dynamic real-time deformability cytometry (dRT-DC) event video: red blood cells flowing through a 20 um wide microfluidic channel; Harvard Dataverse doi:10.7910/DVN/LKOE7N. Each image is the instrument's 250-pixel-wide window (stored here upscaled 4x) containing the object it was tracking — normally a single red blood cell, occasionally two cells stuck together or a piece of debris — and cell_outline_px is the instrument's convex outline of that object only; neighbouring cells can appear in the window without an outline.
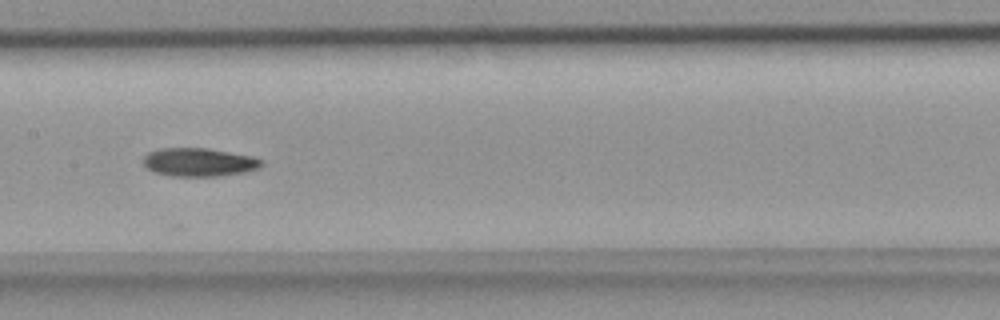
{"species": "common noctule bat (a hibernating species)", "species_latin": "Nyctalus noctula", "temperature_condition": "room temperature", "stored_images_in_passage": 26, "camera_frame_rate_fps": 3000, "um_per_image_px": 0.085, "animal": {"sex": "female", "body_mass_g": 18.4}, "frame": {"image": 1, "passage_image": 11, "time_ms": 3.333, "image_size_px": [1000, 320], "cell_outline_px": [[264, 164], [260, 168], [244, 172], [216, 176], [172, 176], [156, 172], [148, 168], [140, 160], [148, 152], [160, 148], [208, 148], [252, 156], [264, 160]], "centroid_in_image_um": [16.93, 13.78], "position_along_channel_um": 190.5, "area_um2": 19.65}}
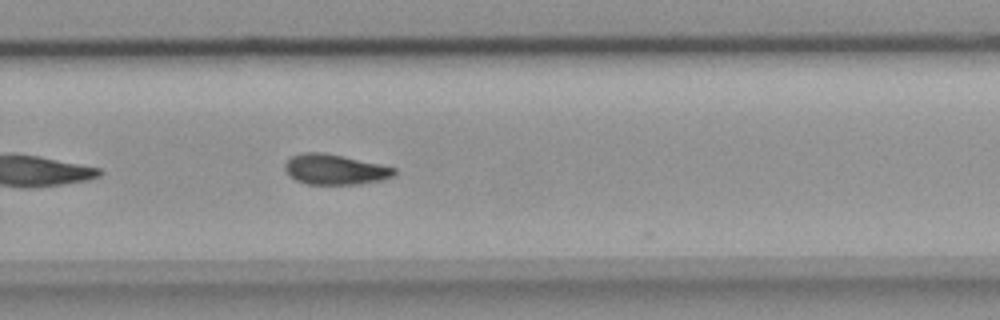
{"frame": {"image": 2, "passage_image": 19, "time_ms": 6.0, "image_size_px": [1000, 320], "cell_outline_px": [[396, 176], [380, 180], [356, 184], [308, 184], [296, 180], [288, 176], [284, 168], [284, 164], [292, 156], [304, 152], [324, 152], [344, 156], [380, 164], [396, 168]], "centroid_in_image_um": [28.46, 14.4], "position_along_channel_um": 301.3, "area_um2": 19.36}}
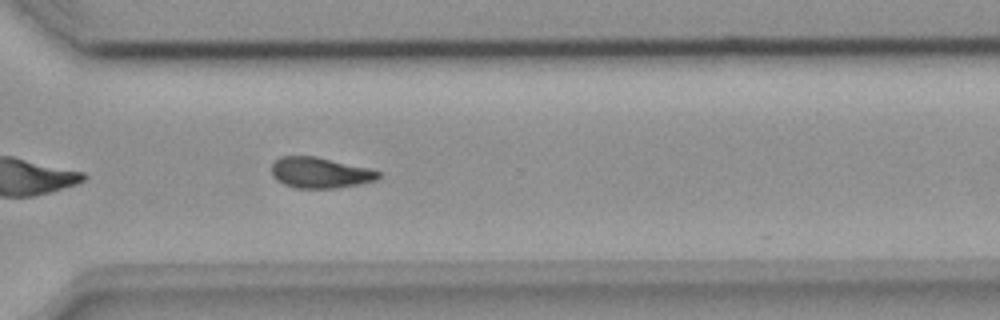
{"frame": {"image": 3, "passage_image": 22, "time_ms": 7.0, "image_size_px": [1000, 320], "cell_outline_px": [[380, 176], [376, 180], [360, 184], [336, 188], [296, 188], [284, 184], [276, 180], [272, 176], [272, 164], [280, 156], [316, 156], [372, 168], [380, 172]], "centroid_in_image_um": [27.22, 14.67], "position_along_channel_um": 343.4, "area_um2": 19.36}}